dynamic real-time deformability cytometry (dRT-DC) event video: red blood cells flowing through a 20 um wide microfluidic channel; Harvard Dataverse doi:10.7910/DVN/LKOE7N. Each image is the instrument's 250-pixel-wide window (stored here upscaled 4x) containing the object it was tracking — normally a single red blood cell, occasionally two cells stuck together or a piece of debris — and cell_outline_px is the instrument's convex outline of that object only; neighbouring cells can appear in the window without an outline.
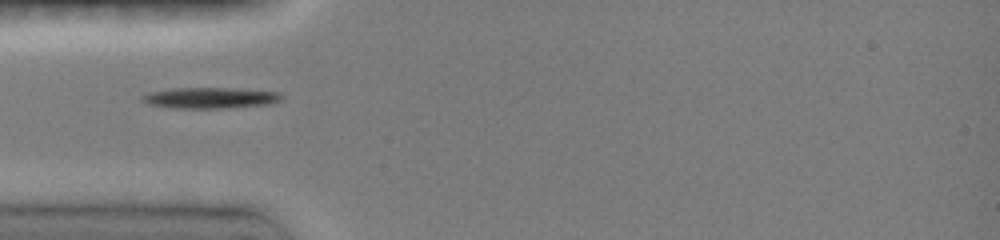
{"species": "common noctule bat (a hibernating species)", "species_latin": "Nyctalus noctula", "temperature_condition": "room temperature", "stored_images_in_passage": 6, "camera_frame_rate_fps": 3000, "um_per_image_px": 0.085, "animal": {"sex": "female", "body_mass_g": 19.0, "forearm_length_mm": 51.5}, "frame": {"image": 1, "passage_image": 1, "time_ms": 0.0, "image_size_px": [1000, 240], "cell_outline_px": [[284, 96], [280, 100], [272, 104], [228, 108], [176, 108], [148, 104], [140, 100], [140, 96], [152, 92], [172, 88], [236, 88], [280, 92]], "centroid_in_image_um": [17.91, 8.32], "position_along_channel_um": 67.1, "area_um2": 17.17}}
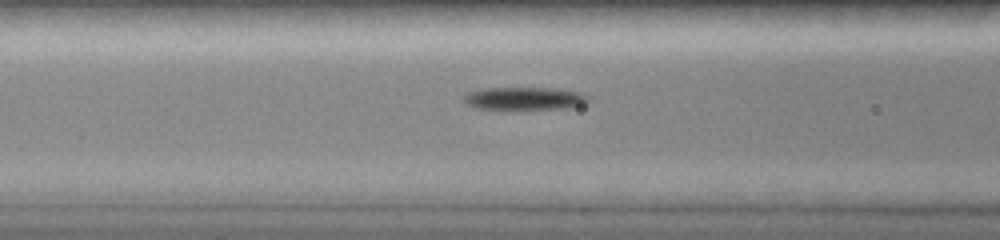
{"frame": {"image": 2, "passage_image": 5, "time_ms": 1.333, "image_size_px": [1000, 240], "cell_outline_px": [[588, 100], [584, 104], [568, 108], [476, 108], [468, 104], [464, 100], [464, 96], [468, 92], [484, 88], [552, 88], [580, 92], [588, 96]], "centroid_in_image_um": [44.6, 8.35], "position_along_channel_um": 122.0, "area_um2": 16.07}}